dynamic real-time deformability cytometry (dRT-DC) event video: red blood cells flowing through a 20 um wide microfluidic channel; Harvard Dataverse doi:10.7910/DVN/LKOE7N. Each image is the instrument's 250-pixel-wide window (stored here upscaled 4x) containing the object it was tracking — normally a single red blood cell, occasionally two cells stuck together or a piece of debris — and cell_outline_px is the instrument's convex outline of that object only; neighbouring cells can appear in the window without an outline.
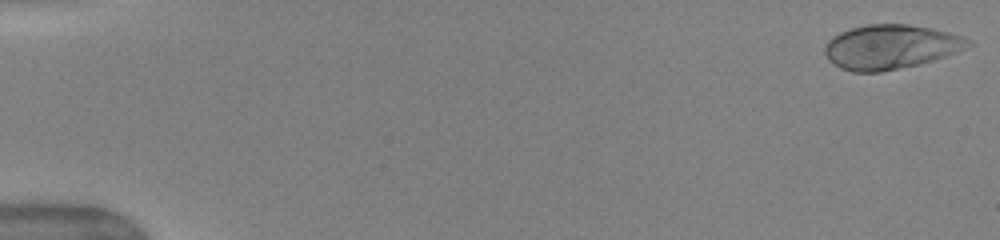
{"species": "human", "species_latin": "Homo sapiens", "temperature_condition": "warm", "stored_images_in_passage": 45, "camera_frame_rate_fps": 3000, "um_per_image_px": 0.085, "donor": {"sex": "female"}, "frame": {"image": 1, "passage_image": 1, "time_ms": 0.0, "image_size_px": [1000, 240], "cell_outline_px": [[972, 44], [956, 52], [920, 64], [880, 72], [852, 72], [840, 68], [828, 60], [824, 52], [824, 48], [828, 40], [832, 36], [840, 32], [852, 28], [868, 24], [908, 24], [932, 28], [964, 36], [972, 40]], "centroid_in_image_um": [75.68, 3.98], "position_along_channel_um": 9.3, "area_um2": 37.11}}
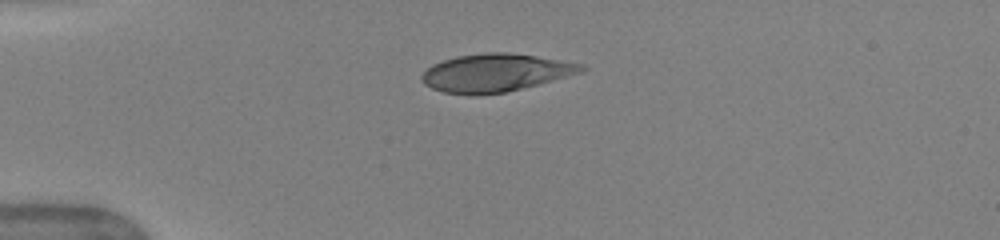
{"frame": {"image": 2, "passage_image": 14, "time_ms": 4.0, "image_size_px": [1000, 240], "cell_outline_px": [[588, 68], [584, 72], [504, 92], [444, 92], [432, 88], [424, 84], [420, 80], [420, 76], [432, 64], [456, 56], [484, 52], [508, 52], [536, 56], [584, 64]], "centroid_in_image_um": [42.14, 6.13], "position_along_channel_um": 42.9, "area_um2": 34.39}}
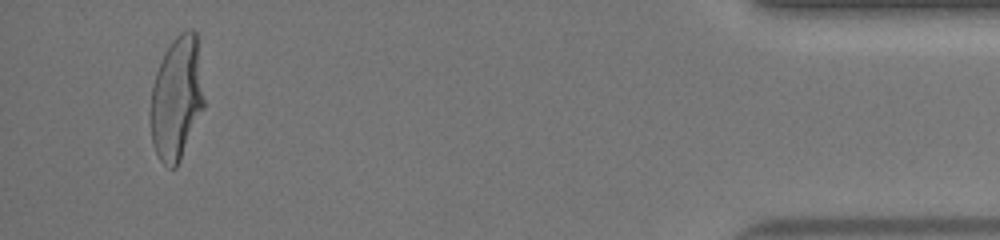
{"frame": {"image": 3, "passage_image": 43, "time_ms": 15.667, "image_size_px": [1000, 240], "cell_outline_px": [[204, 108], [180, 160], [176, 168], [168, 168], [160, 160], [152, 144], [152, 88], [156, 72], [164, 52], [172, 40], [180, 32], [188, 28], [192, 28], [196, 32], [204, 100]], "centroid_in_image_um": [15.03, 8.34], "position_along_channel_um": 420.2, "area_um2": 38.09}, "authors_computed_cell_mechanics": {"area_um2": 37.3388, "velocity_mm_per_s": 4.0431, "shape_relaxation_time_tau1_ms": 4.2037, "shape_relaxation_time_tau2_ms": null, "deformation_change_tau1": 0.2219, "deformation_change_tau2": null}}